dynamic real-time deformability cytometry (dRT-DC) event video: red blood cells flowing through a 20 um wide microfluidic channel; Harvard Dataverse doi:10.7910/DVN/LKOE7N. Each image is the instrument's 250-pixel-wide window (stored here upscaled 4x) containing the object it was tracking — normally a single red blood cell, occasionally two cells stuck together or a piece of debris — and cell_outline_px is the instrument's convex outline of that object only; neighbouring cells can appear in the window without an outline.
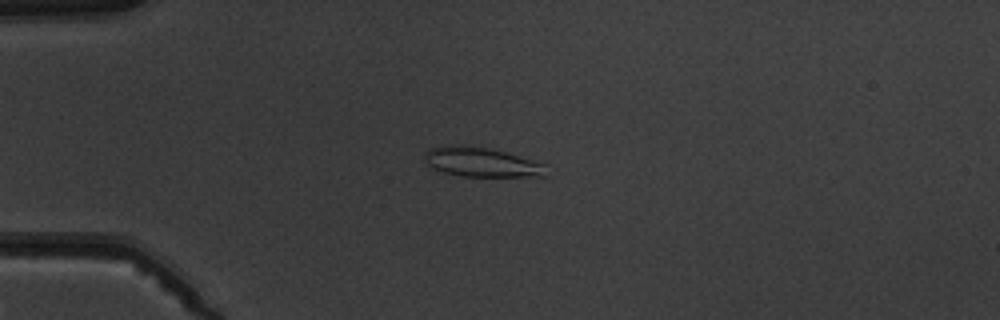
{"species": "common noctule bat (a hibernating species)", "species_latin": "Nyctalus noctula", "temperature_condition": "warm", "stored_images_in_passage": 8, "camera_frame_rate_fps": 3000, "um_per_image_px": 0.085, "animal": {"sex": "male", "body_mass_g": 19.5, "forearm_length_mm": 54.6}, "frame": {"image": 1, "passage_image": 3, "time_ms": 2.333, "image_size_px": [1000, 320], "cell_outline_px": [[548, 176], [464, 176], [444, 172], [428, 164], [424, 160], [424, 152], [428, 148], [460, 144], [468, 144], [492, 148], [548, 164]], "centroid_in_image_um": [40.99, 13.76], "position_along_channel_um": 44.0, "area_um2": 21.21}}
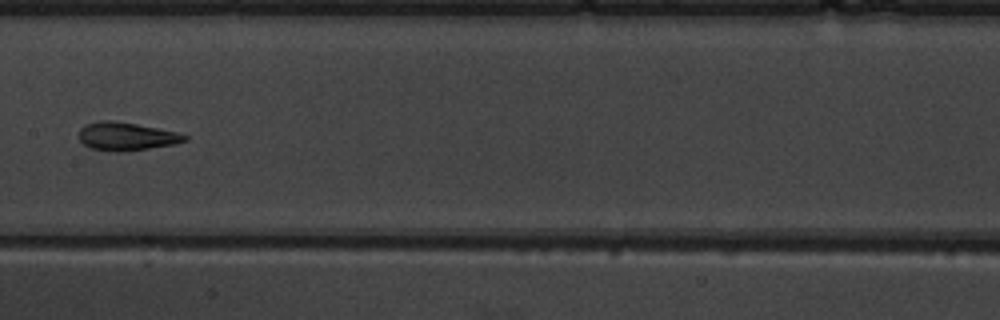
{"frame": {"image": 2, "passage_image": 7, "time_ms": 7.0, "image_size_px": [1000, 320], "cell_outline_px": [[188, 140], [172, 144], [148, 148], [120, 152], [116, 152], [92, 148], [84, 144], [80, 140], [80, 128], [84, 124], [100, 120], [112, 120], [136, 124], [176, 132], [188, 136]], "centroid_in_image_um": [10.71, 11.58], "position_along_channel_um": 196.7, "area_um2": 17.11}}
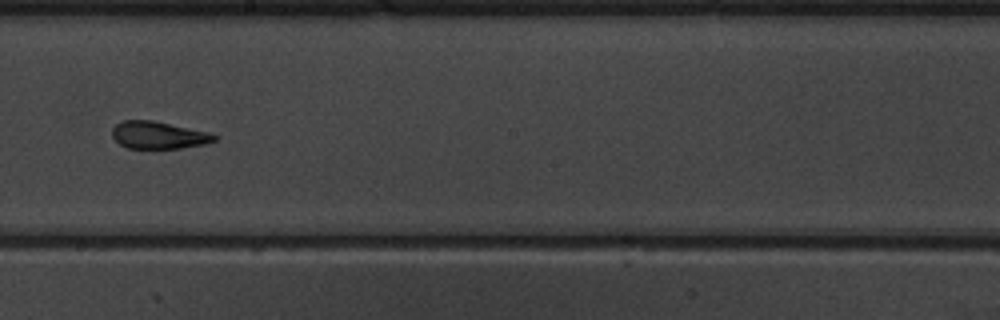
{"frame": {"image": 3, "passage_image": 8, "time_ms": 8.0, "image_size_px": [1000, 320], "cell_outline_px": [[220, 136], [216, 140], [208, 144], [180, 148], [128, 148], [120, 144], [112, 136], [112, 128], [116, 124], [124, 120], [152, 120], [208, 132]], "centroid_in_image_um": [13.5, 11.49], "position_along_channel_um": 234.7, "area_um2": 16.3}}